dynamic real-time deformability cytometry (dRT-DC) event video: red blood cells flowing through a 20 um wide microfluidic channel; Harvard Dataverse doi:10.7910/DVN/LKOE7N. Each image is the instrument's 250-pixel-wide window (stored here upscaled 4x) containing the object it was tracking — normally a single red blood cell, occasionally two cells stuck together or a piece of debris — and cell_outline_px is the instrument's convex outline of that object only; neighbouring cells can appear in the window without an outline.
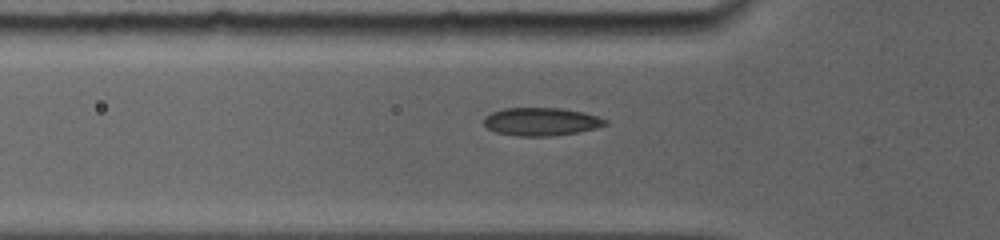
{"species": "common noctule bat (a hibernating species)", "species_latin": "Nyctalus noctula", "temperature_condition": "room temperature", "stored_images_in_passage": 21, "camera_frame_rate_fps": 5000, "um_per_image_px": 0.085, "animal": {"sex": "female", "body_mass_g": 19.0, "forearm_length_mm": 56.7}, "frame": {"image": 1, "passage_image": 8, "time_ms": 2.6, "image_size_px": [1000, 240], "cell_outline_px": [[608, 124], [596, 128], [580, 132], [552, 136], [516, 136], [496, 132], [488, 128], [484, 124], [484, 116], [492, 112], [504, 108], [560, 108], [584, 112], [608, 120]], "centroid_in_image_um": [46.01, 10.34], "position_along_channel_um": 79.8, "area_um2": 19.94}}
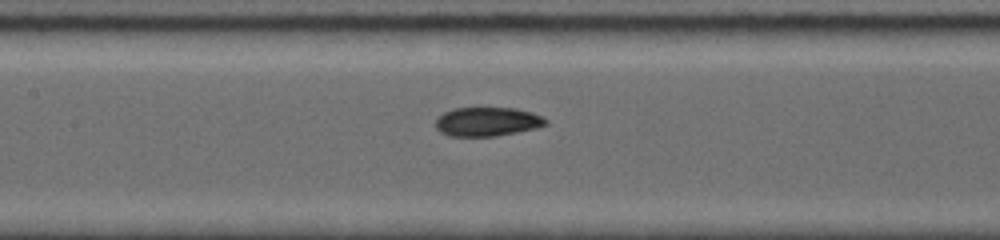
{"frame": {"image": 2, "passage_image": 14, "time_ms": 4.8, "image_size_px": [1000, 240], "cell_outline_px": [[548, 124], [536, 128], [496, 136], [448, 136], [440, 132], [436, 128], [436, 120], [444, 112], [452, 108], [516, 108], [532, 112], [548, 120]], "centroid_in_image_um": [41.42, 10.34], "position_along_channel_um": 166.0, "area_um2": 18.61}}
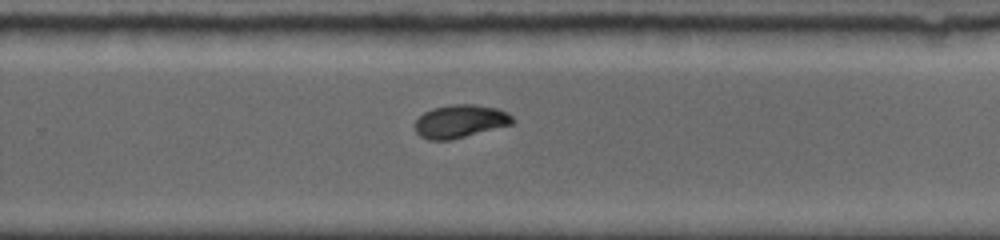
{"frame": {"image": 3, "passage_image": 21, "time_ms": 8.0, "image_size_px": [1000, 240], "cell_outline_px": [[516, 120], [512, 124], [452, 140], [428, 140], [420, 136], [416, 132], [416, 120], [424, 112], [432, 108], [452, 104], [472, 104], [496, 108], [508, 112]], "centroid_in_image_um": [39.13, 10.31], "position_along_channel_um": 290.7, "area_um2": 18.84}}